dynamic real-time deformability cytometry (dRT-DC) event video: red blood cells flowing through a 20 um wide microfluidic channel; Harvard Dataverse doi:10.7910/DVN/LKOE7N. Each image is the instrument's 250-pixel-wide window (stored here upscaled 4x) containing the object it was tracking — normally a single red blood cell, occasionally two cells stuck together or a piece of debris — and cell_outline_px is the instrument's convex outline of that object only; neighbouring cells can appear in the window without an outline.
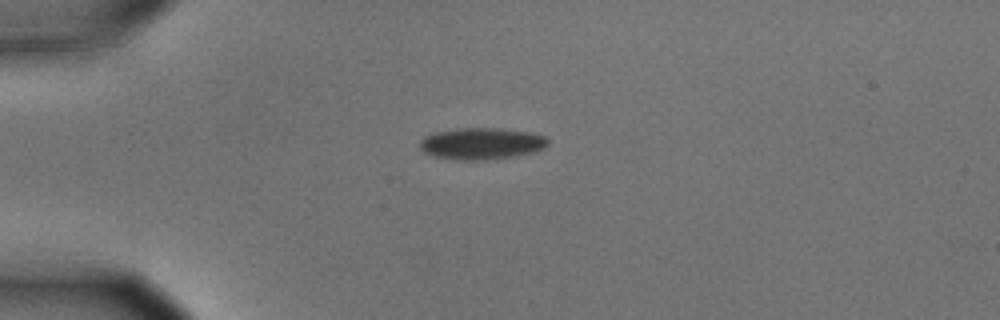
{"species": "common noctule bat (a hibernating species)", "species_latin": "Nyctalus noctula", "temperature_condition": "cold", "stored_images_in_passage": 1, "camera_frame_rate_fps": 3000, "um_per_image_px": 0.085, "animal": {"sex": "male", "body_mass_g": 15.6}, "frame": {"image": 1, "passage_image": 1, "time_ms": 0.0, "image_size_px": [1000, 320], "cell_outline_px": [[548, 144], [544, 148], [536, 152], [516, 156], [488, 160], [456, 160], [432, 156], [424, 152], [420, 148], [420, 140], [424, 136], [436, 132], [464, 128], [496, 128], [528, 132], [544, 136], [548, 140]], "centroid_in_image_um": [40.93, 12.22], "position_along_channel_um": 44.1, "area_um2": 23.7}}